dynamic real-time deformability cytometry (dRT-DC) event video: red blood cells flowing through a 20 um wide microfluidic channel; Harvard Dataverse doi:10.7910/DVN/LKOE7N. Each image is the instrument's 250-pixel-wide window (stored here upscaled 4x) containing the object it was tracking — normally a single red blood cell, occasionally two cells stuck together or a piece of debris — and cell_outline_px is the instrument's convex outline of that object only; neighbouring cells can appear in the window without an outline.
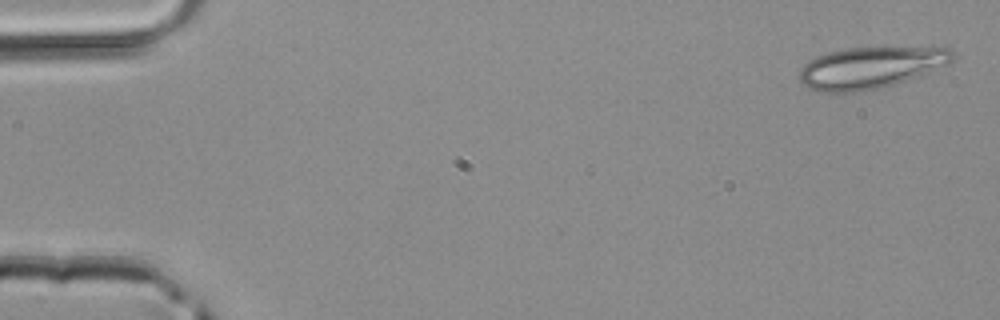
{"species": "common noctule bat (a hibernating species)", "species_latin": "Nyctalus noctula", "temperature_condition": "room temperature", "stored_images_in_passage": 4, "segment_of_instrument_passage": [2, 2], "camera_frame_rate_fps": 3000, "um_per_image_px": 0.085, "animal": {"sex": "male", "body_mass_g": 20.4}, "frame": {"image": 1, "passage_image": 4, "time_ms": 1.0, "image_size_px": [1000, 320], "cell_outline_px": [[956, 56], [948, 64], [904, 80], [892, 84], [876, 88], [848, 92], [824, 92], [808, 88], [800, 84], [800, 68], [804, 64], [816, 56], [828, 52], [844, 48], [948, 48]], "centroid_in_image_um": [73.92, 5.74], "position_along_channel_um": 11.1, "area_um2": 36.3}}